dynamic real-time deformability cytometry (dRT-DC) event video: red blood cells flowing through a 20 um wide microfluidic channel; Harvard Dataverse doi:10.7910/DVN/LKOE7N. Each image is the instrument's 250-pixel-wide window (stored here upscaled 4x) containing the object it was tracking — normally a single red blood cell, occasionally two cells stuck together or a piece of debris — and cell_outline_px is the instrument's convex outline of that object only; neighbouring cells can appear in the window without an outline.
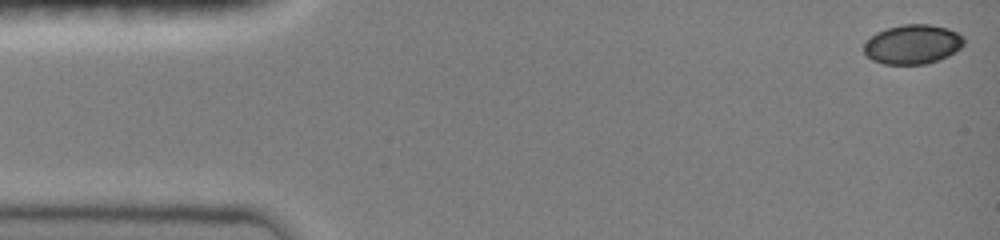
{"species": "common noctule bat (a hibernating species)", "species_latin": "Nyctalus noctula", "temperature_condition": "room temperature", "stored_images_in_passage": 28, "camera_frame_rate_fps": 3000, "um_per_image_px": 0.085, "animal": {"sex": "female", "body_mass_g": 19.0, "forearm_length_mm": 51.5}, "frame": {"image": 1, "passage_image": 1, "time_ms": 0.0, "image_size_px": [1000, 240], "cell_outline_px": [[964, 44], [960, 48], [948, 56], [924, 64], [884, 64], [872, 60], [864, 52], [864, 44], [876, 32], [888, 28], [904, 24], [928, 24], [948, 28], [964, 36]], "centroid_in_image_um": [77.58, 3.76], "position_along_channel_um": 7.4, "area_um2": 22.83}}
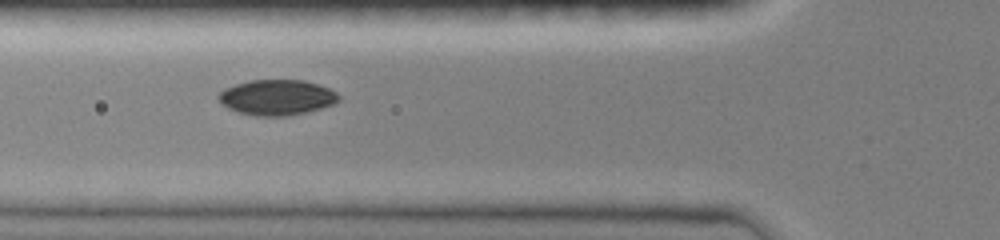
{"frame": {"image": 2, "passage_image": 18, "time_ms": 5.333, "image_size_px": [1000, 240], "cell_outline_px": [[340, 100], [336, 104], [308, 112], [288, 116], [256, 116], [240, 112], [228, 108], [216, 96], [224, 88], [236, 84], [252, 80], [304, 80], [328, 88], [336, 92], [340, 96]], "centroid_in_image_um": [23.57, 8.28], "position_along_channel_um": 102.2, "area_um2": 24.85}}
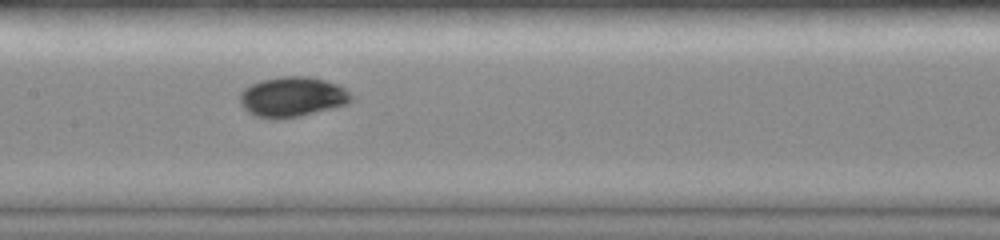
{"frame": {"image": 3, "passage_image": 27, "time_ms": 7.333, "image_size_px": [1000, 240], "cell_outline_px": [[352, 100], [348, 104], [336, 108], [300, 116], [268, 120], [256, 116], [248, 112], [240, 104], [240, 92], [244, 88], [252, 84], [264, 80], [280, 76], [304, 76], [324, 80], [336, 84], [344, 88], [352, 96]], "centroid_in_image_um": [24.84, 8.25], "position_along_channel_um": 182.6, "area_um2": 26.07}}